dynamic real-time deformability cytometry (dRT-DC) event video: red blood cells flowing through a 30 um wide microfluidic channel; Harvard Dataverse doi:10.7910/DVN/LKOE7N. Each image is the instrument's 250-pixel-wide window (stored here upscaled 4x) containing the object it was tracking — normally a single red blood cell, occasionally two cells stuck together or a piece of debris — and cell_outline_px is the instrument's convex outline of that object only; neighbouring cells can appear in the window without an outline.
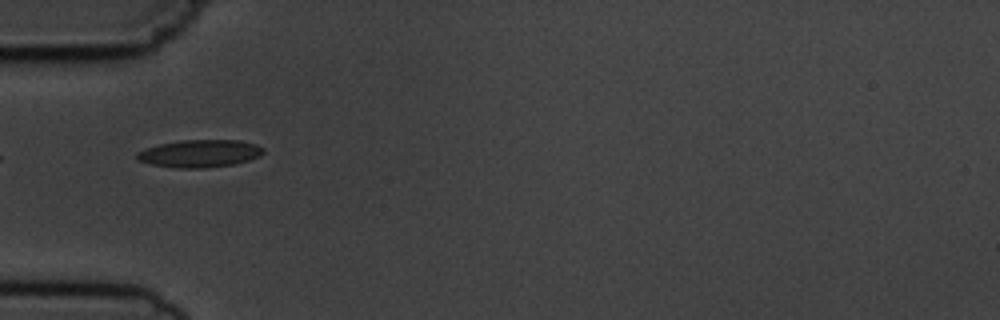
{"species": "common noctule bat (a hibernating species)", "species_latin": "Nyctalus noctula", "temperature_condition": "cold", "stored_images_in_passage": 6, "camera_frame_rate_fps": 3000, "um_per_image_px": 0.085, "animal": {"sex": "male", "body_mass_g": 19.5, "forearm_length_mm": 54.6}, "frame": {"image": 1, "passage_image": 5, "time_ms": 4.667, "image_size_px": [1000, 320], "cell_outline_px": [[264, 152], [260, 156], [236, 164], [208, 168], [176, 168], [152, 164], [136, 160], [136, 152], [160, 144], [184, 140], [240, 140], [256, 144], [264, 148]], "centroid_in_image_um": [17.01, 13.05], "position_along_channel_um": 68.0, "area_um2": 20.35}}
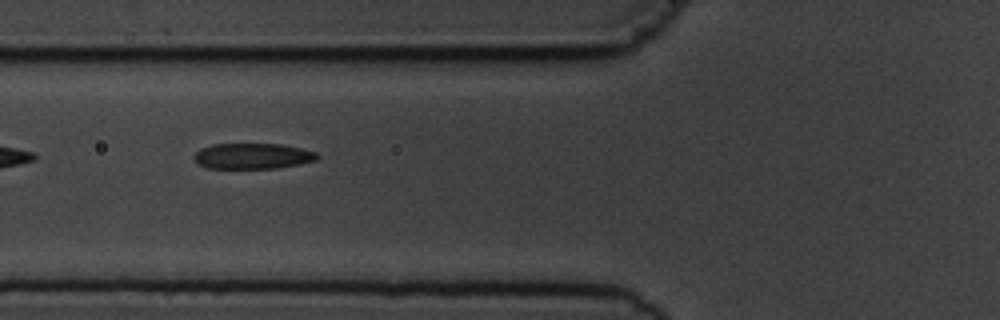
{"frame": {"image": 2, "passage_image": 6, "time_ms": 5.667, "image_size_px": [1000, 320], "cell_outline_px": [[320, 156], [316, 160], [300, 164], [276, 168], [208, 168], [196, 164], [192, 156], [200, 148], [212, 144], [280, 144], [300, 148], [316, 152]], "centroid_in_image_um": [21.43, 13.27], "position_along_channel_um": 104.4, "area_um2": 18.55}}